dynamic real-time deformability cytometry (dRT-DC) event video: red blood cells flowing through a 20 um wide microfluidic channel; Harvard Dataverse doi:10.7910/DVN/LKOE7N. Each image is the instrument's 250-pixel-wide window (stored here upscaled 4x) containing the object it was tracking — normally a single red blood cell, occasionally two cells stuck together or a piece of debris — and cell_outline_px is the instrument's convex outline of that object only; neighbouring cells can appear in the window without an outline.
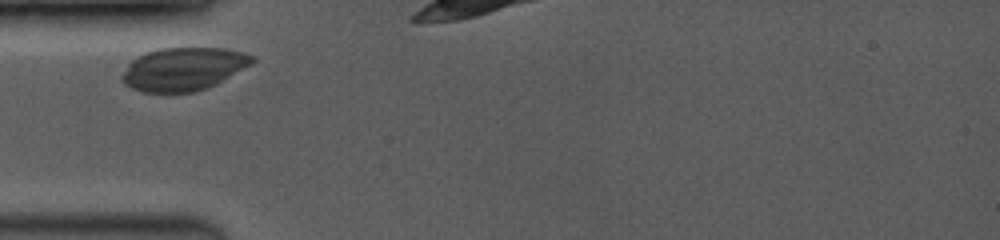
{"species": "common noctule bat (a hibernating species)", "species_latin": "Nyctalus noctula", "temperature_condition": "room temperature", "stored_images_in_passage": 4, "camera_frame_rate_fps": 3500, "um_per_image_px": 0.085, "animal": {"sex": "female", "body_mass_g": 19.0, "forearm_length_mm": 53.3}, "frame": {"image": 1, "passage_image": 1, "time_ms": 0.0, "image_size_px": [1000, 240], "cell_outline_px": [[256, 60], [252, 64], [216, 84], [196, 92], [144, 92], [132, 88], [124, 84], [120, 80], [120, 76], [128, 64], [136, 56], [160, 48], [224, 48], [256, 56]], "centroid_in_image_um": [15.58, 5.86], "position_along_channel_um": 69.4, "area_um2": 32.71}}
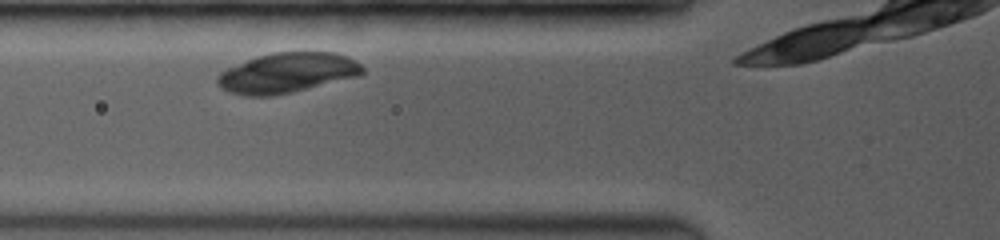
{"frame": {"image": 2, "passage_image": 2, "time_ms": 0.857, "image_size_px": [1000, 240], "cell_outline_px": [[364, 72], [360, 76], [292, 92], [272, 96], [244, 96], [228, 92], [220, 88], [216, 84], [216, 76], [220, 72], [228, 68], [256, 56], [272, 52], [336, 52], [348, 56], [360, 64], [364, 68]], "centroid_in_image_um": [24.39, 6.2], "position_along_channel_um": 101.4, "area_um2": 34.16}}